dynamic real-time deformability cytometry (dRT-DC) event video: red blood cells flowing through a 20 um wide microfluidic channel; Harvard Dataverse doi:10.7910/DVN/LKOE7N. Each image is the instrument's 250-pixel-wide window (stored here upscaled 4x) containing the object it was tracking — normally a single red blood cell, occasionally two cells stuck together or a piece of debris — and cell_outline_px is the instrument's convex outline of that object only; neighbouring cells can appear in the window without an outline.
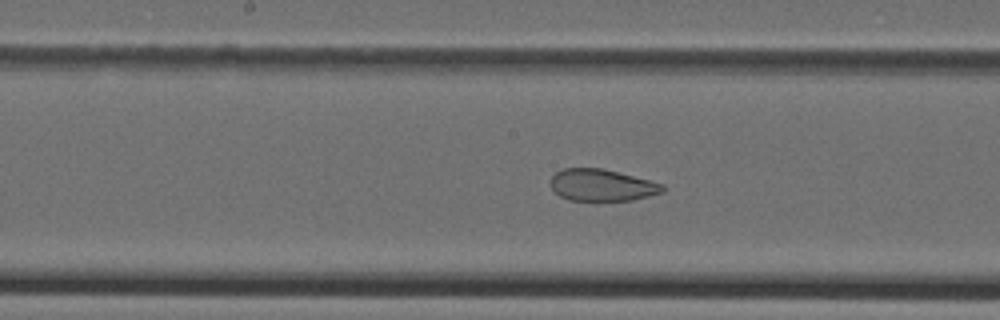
{"species": "Egyptian fruit bat (a non-hibernating species)", "species_latin": "Rousettus aegyptiacus", "temperature_condition": "cold", "stored_images_in_passage": 47, "camera_frame_rate_fps": 3000, "um_per_image_px": 0.085, "animal": {"sex": "female"}, "frame": {"image": 1, "passage_image": 24, "time_ms": 7.667, "image_size_px": [1000, 320], "cell_outline_px": [[664, 192], [632, 200], [568, 200], [560, 196], [552, 188], [552, 176], [556, 172], [564, 168], [604, 168], [664, 184]], "centroid_in_image_um": [51.18, 15.73], "position_along_channel_um": 197.0, "area_um2": 20.63}}
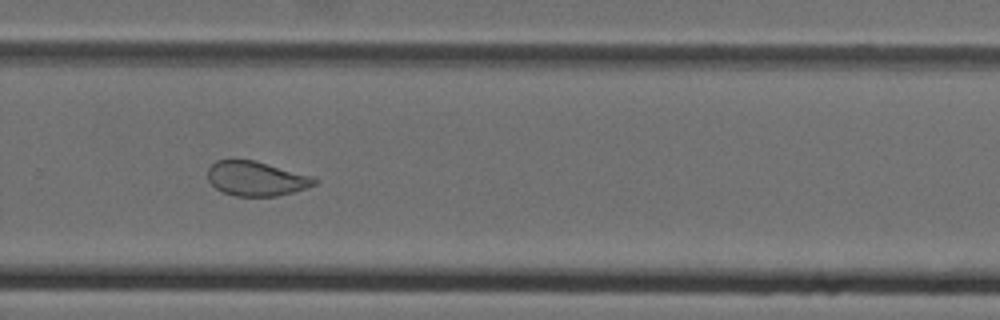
{"frame": {"image": 2, "passage_image": 32, "time_ms": 10.333, "image_size_px": [1000, 320], "cell_outline_px": [[316, 184], [292, 192], [276, 196], [236, 196], [224, 192], [216, 188], [208, 180], [208, 168], [216, 160], [256, 160], [312, 176], [316, 180]], "centroid_in_image_um": [21.76, 15.17], "position_along_channel_um": 308.0, "area_um2": 21.27}}
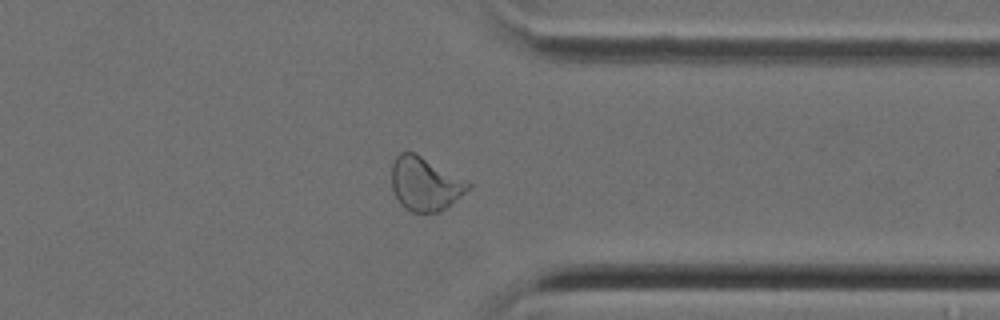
{"frame": {"image": 3, "passage_image": 37, "time_ms": 12.0, "image_size_px": [1000, 320], "cell_outline_px": [[472, 188], [444, 208], [436, 212], [412, 212], [404, 208], [400, 204], [392, 188], [392, 164], [396, 156], [400, 152], [416, 152], [468, 180], [472, 184]], "centroid_in_image_um": [36.15, 15.6], "position_along_channel_um": 375.3, "area_um2": 24.1}}